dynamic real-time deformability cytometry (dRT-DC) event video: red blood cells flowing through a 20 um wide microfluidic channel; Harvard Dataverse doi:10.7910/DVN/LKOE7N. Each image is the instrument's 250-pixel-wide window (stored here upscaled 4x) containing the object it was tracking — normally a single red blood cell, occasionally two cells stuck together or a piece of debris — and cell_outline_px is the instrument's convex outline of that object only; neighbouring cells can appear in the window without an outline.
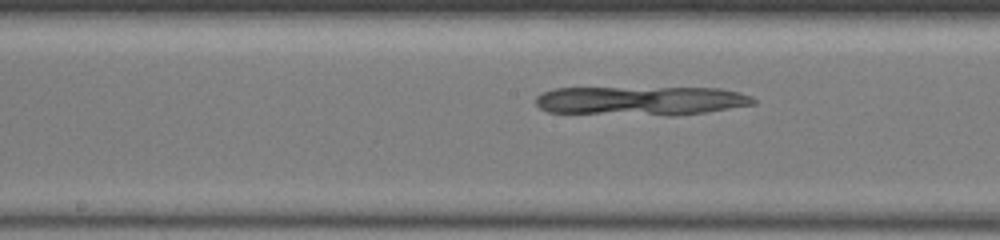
{"species": "common noctule bat (a hibernating species)", "species_latin": "Nyctalus noctula", "temperature_condition": "warm", "stored_images_in_passage": 31, "camera_frame_rate_fps": 3000, "um_per_image_px": 0.085, "animal": {"sex": "female", "body_mass_g": 19.5, "forearm_length_mm": 54.1}, "frame": {"image": 1, "passage_image": 14, "time_ms": 7.667, "image_size_px": [1000, 240], "cell_outline_px": [[756, 104], [704, 112], [676, 116], [668, 116], [548, 112], [540, 108], [536, 104], [536, 96], [544, 92], [556, 88], [720, 88], [740, 92], [752, 96], [756, 100]], "centroid_in_image_um": [54.51, 8.57], "position_along_channel_um": 193.7, "area_um2": 37.11}}